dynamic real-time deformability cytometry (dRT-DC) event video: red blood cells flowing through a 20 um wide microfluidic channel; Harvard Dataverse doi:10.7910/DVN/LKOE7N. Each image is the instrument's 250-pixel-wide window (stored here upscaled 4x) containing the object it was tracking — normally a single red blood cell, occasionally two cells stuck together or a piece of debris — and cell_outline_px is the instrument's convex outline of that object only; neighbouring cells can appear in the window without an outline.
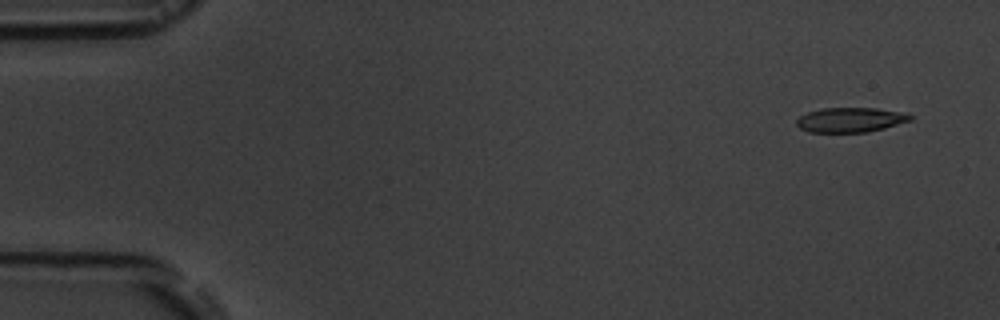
{"species": "common noctule bat (a hibernating species)", "species_latin": "Nyctalus noctula", "temperature_condition": "room temperature", "stored_images_in_passage": 4, "camera_frame_rate_fps": 3000, "um_per_image_px": 0.085, "animal": {"sex": "male", "body_mass_g": 19.5, "forearm_length_mm": 54.6}, "frame": {"image": 1, "passage_image": 1, "time_ms": 0.0, "image_size_px": [1000, 320], "cell_outline_px": [[912, 120], [884, 128], [868, 132], [808, 132], [800, 128], [796, 124], [796, 120], [800, 116], [808, 112], [820, 108], [876, 108], [900, 112], [912, 116]], "centroid_in_image_um": [72.25, 10.19], "position_along_channel_um": 12.7, "area_um2": 16.3}}